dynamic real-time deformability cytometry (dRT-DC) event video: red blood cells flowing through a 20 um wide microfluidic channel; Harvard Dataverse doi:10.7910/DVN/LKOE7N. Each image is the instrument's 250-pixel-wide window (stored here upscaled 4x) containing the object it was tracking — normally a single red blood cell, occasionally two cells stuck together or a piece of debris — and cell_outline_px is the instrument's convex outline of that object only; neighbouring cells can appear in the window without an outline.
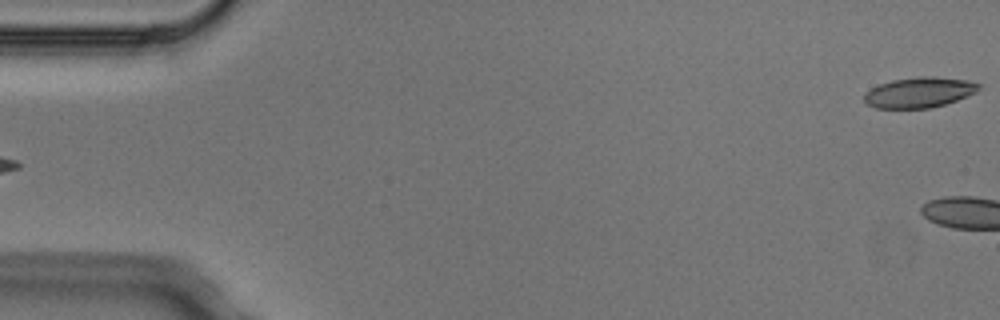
{"species": "Egyptian fruit bat (a non-hibernating species)", "species_latin": "Rousettus aegyptiacus", "temperature_condition": "cold", "stored_images_in_passage": 5, "segment_of_instrument_passage": [2, 2], "camera_frame_rate_fps": 3000, "um_per_image_px": 0.085, "animal": {"sex": "male"}, "frame": {"image": 1, "passage_image": 5, "time_ms": 1.333, "image_size_px": [1000, 320], "cell_outline_px": [[980, 88], [976, 92], [956, 100], [944, 104], [928, 108], [876, 108], [868, 104], [864, 100], [864, 92], [880, 84], [892, 80], [920, 76], [932, 76], [964, 80], [980, 84]], "centroid_in_image_um": [78.11, 7.85], "position_along_channel_um": 6.9, "area_um2": 20.06}}